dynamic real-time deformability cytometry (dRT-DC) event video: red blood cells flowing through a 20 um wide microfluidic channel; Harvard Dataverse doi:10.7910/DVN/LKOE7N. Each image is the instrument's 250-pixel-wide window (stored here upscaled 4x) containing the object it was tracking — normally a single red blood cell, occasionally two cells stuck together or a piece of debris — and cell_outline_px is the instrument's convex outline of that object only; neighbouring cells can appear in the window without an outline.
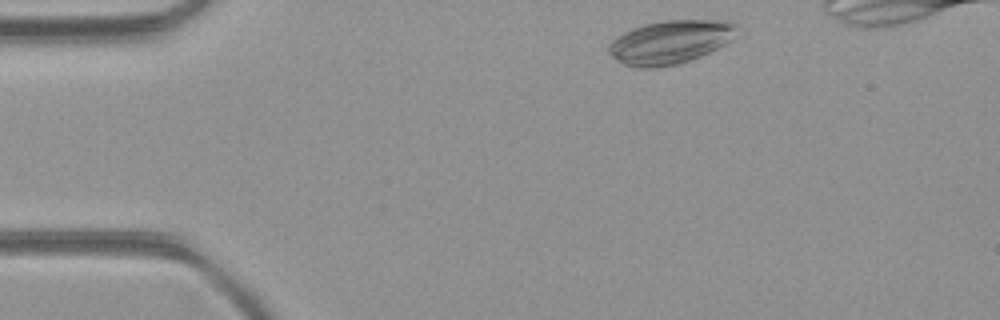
{"species": "common noctule bat (a hibernating species)", "species_latin": "Nyctalus noctula", "temperature_condition": "room temperature", "stored_images_in_passage": 41, "camera_frame_rate_fps": 3000, "um_per_image_px": 0.085, "animal": {"sex": "female", "body_mass_g": 21.9}, "frame": {"image": 1, "passage_image": 2, "time_ms": 0.333, "image_size_px": [1000, 320], "cell_outline_px": [[736, 24], [728, 40], [724, 44], [692, 60], [680, 64], [660, 68], [636, 68], [624, 64], [616, 60], [608, 52], [608, 44], [616, 36], [632, 28], [644, 24], [664, 20], [728, 20]], "centroid_in_image_um": [56.87, 3.59], "position_along_channel_um": 28.1, "area_um2": 32.37}}
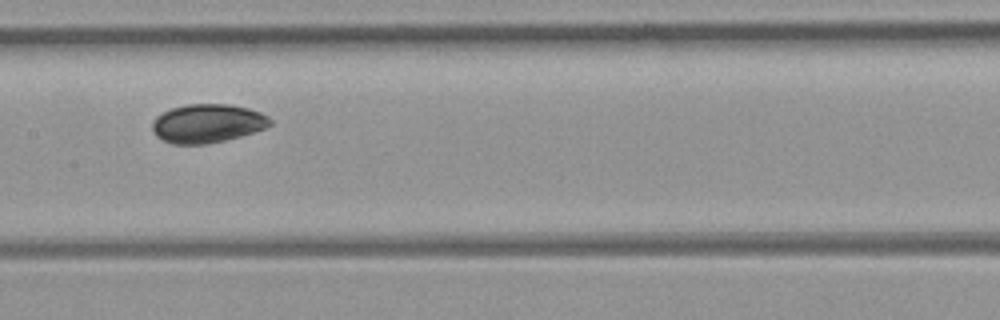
{"frame": {"image": 2, "passage_image": 19, "time_ms": 6.0, "image_size_px": [1000, 320], "cell_outline_px": [[272, 124], [264, 128], [240, 136], [224, 140], [204, 144], [172, 144], [156, 136], [152, 128], [152, 120], [156, 116], [172, 108], [188, 104], [228, 104], [248, 108], [260, 112], [268, 116], [272, 120]], "centroid_in_image_um": [17.62, 10.48], "position_along_channel_um": 189.8, "area_um2": 26.41}}
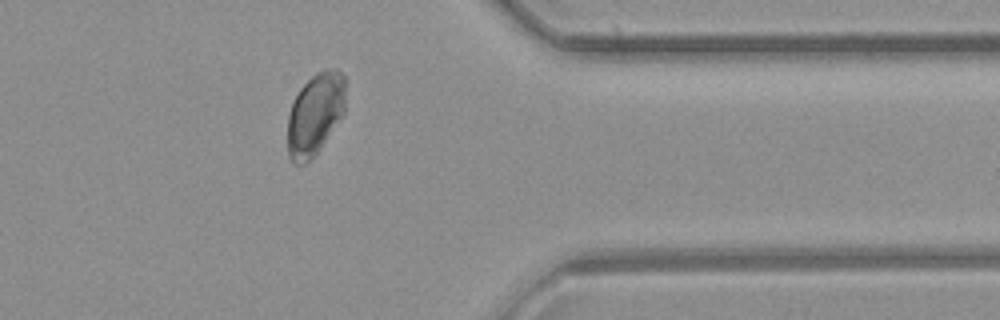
{"frame": {"image": 3, "passage_image": 35, "time_ms": 11.333, "image_size_px": [1000, 320], "cell_outline_px": [[344, 116], [320, 148], [304, 164], [296, 164], [288, 156], [288, 116], [292, 104], [300, 88], [316, 72], [324, 68], [336, 68], [344, 76]], "centroid_in_image_um": [26.8, 9.67], "position_along_channel_um": 384.6, "area_um2": 27.57}, "authors_computed_cell_mechanics": {"area_um2": 27.6862, "velocity_mm_per_s": 3.9454, "shape_relaxation_time_tau1_ms": 3.8772, "shape_relaxation_time_tau2_ms": 5.1865, "deformation_change_tau1": 0.097, "deformation_change_tau2": 0.0555}}